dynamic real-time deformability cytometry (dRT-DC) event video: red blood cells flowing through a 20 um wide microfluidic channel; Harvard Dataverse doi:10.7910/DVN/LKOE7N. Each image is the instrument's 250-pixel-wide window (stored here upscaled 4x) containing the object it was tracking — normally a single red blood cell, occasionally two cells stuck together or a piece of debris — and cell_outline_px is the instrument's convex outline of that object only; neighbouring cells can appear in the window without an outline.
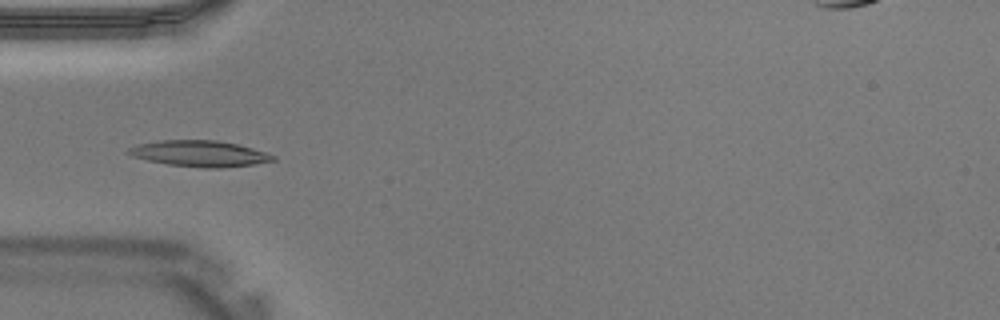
{"species": "Egyptian fruit bat (a non-hibernating species)", "species_latin": "Rousettus aegyptiacus", "temperature_condition": "warm", "stored_images_in_passage": 42, "camera_frame_rate_fps": 3000, "um_per_image_px": 0.085, "animal": {"sex": "male"}, "frame": {"image": 1, "passage_image": 13, "time_ms": 4.0, "image_size_px": [1000, 320], "cell_outline_px": [[276, 160], [252, 164], [220, 168], [204, 168], [168, 164], [148, 160], [132, 156], [128, 152], [128, 148], [140, 144], [160, 140], [216, 140], [236, 144], [252, 148], [276, 156]], "centroid_in_image_um": [16.97, 13.05], "position_along_channel_um": 68.0, "area_um2": 21.62}}